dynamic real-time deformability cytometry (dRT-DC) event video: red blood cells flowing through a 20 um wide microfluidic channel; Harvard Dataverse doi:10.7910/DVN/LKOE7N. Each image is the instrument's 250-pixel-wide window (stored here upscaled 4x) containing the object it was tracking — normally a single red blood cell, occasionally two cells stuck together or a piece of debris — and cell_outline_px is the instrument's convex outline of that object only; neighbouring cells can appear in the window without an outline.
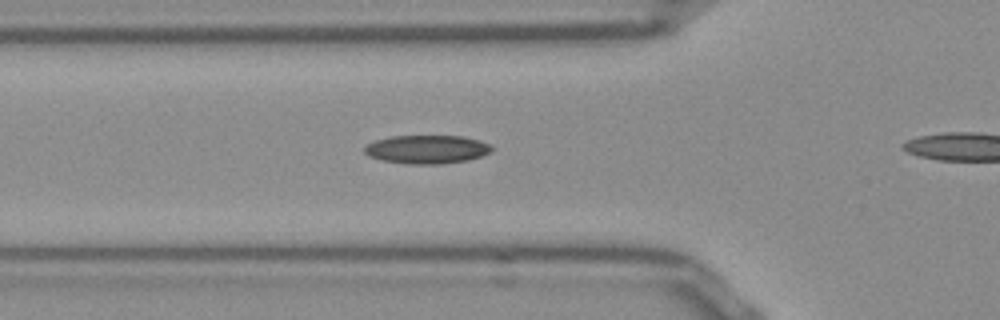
{"species": "Egyptian fruit bat (a non-hibernating species)", "species_latin": "Rousettus aegyptiacus", "temperature_condition": "room temperature", "stored_images_in_passage": 29, "camera_frame_rate_fps": 3000, "um_per_image_px": 0.085, "frame": {"image": 1, "passage_image": 5, "time_ms": 1.333, "image_size_px": [1000, 320], "cell_outline_px": [[492, 152], [468, 160], [440, 164], [408, 164], [384, 160], [368, 156], [364, 152], [364, 148], [368, 144], [376, 140], [392, 136], [464, 136], [480, 140], [492, 144]], "centroid_in_image_um": [36.33, 12.69], "position_along_channel_um": 89.5, "area_um2": 21.15}}
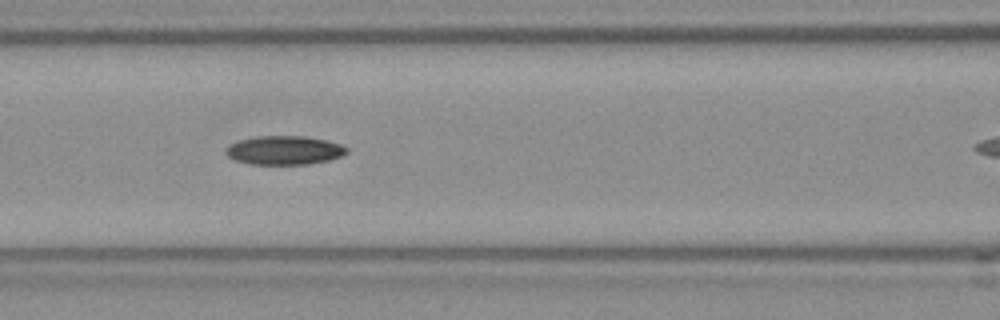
{"frame": {"image": 2, "passage_image": 9, "time_ms": 2.667, "image_size_px": [1000, 320], "cell_outline_px": [[348, 152], [344, 156], [332, 160], [308, 164], [252, 164], [236, 160], [228, 156], [224, 152], [224, 148], [228, 144], [240, 140], [256, 136], [304, 136], [324, 140], [340, 144], [348, 148]], "centroid_in_image_um": [24.18, 12.77], "position_along_channel_um": 142.4, "area_um2": 20.46}}